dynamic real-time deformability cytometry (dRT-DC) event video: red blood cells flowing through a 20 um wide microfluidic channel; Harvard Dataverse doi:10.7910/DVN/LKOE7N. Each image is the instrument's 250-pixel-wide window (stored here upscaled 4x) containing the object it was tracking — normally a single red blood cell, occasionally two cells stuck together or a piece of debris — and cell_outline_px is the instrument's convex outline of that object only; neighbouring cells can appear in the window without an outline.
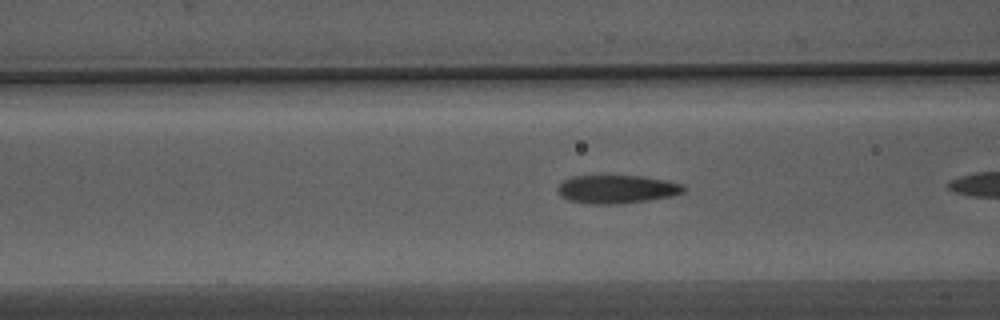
{"species": "Egyptian fruit bat (a non-hibernating species)", "species_latin": "Rousettus aegyptiacus", "temperature_condition": "warm", "stored_images_in_passage": 7, "camera_frame_rate_fps": 3000, "um_per_image_px": 0.085, "animal": {"sex": "male"}, "frame": {"image": 1, "passage_image": 5, "time_ms": 1.333, "image_size_px": [1000, 320], "cell_outline_px": [[688, 188], [684, 192], [672, 196], [648, 200], [616, 204], [592, 204], [568, 200], [560, 196], [560, 184], [564, 180], [572, 176], [644, 176], [668, 180], [684, 184]], "centroid_in_image_um": [52.51, 16.08], "position_along_channel_um": 114.1, "area_um2": 20.81}}